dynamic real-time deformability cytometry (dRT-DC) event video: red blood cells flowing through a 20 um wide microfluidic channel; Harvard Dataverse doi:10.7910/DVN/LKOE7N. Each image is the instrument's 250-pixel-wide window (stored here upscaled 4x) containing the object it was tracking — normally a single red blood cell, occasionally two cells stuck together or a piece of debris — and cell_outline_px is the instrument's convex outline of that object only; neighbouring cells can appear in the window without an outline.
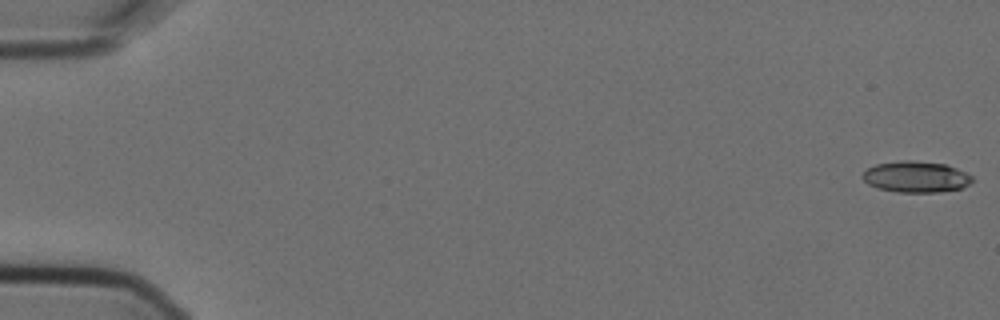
{"species": "Egyptian fruit bat (a non-hibernating species)", "species_latin": "Rousettus aegyptiacus", "temperature_condition": "cold", "stored_images_in_passage": 6, "camera_frame_rate_fps": 3000, "um_per_image_px": 0.085, "animal": {"sex": "female"}, "frame": {"image": 1, "passage_image": 1, "time_ms": 0.0, "image_size_px": [1000, 320], "cell_outline_px": [[972, 180], [968, 184], [960, 188], [940, 192], [896, 192], [876, 188], [868, 184], [860, 176], [868, 168], [876, 164], [900, 160], [912, 160], [944, 164], [956, 168], [972, 176]], "centroid_in_image_um": [77.81, 15.03], "position_along_channel_um": 7.2, "area_um2": 19.88}}
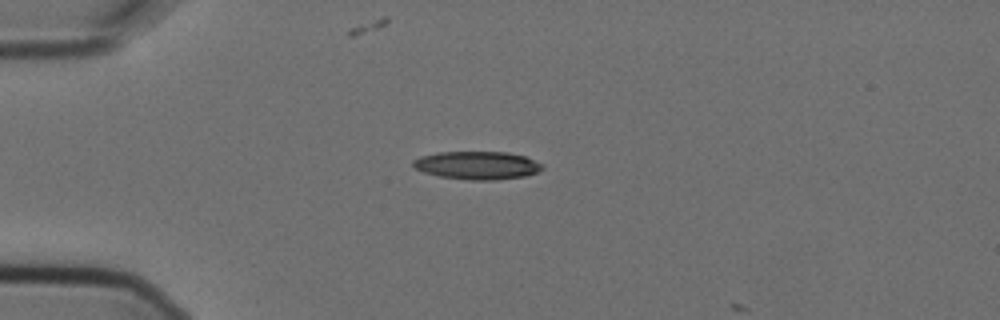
{"frame": {"image": 2, "passage_image": 5, "time_ms": 1.333, "image_size_px": [1000, 320], "cell_outline_px": [[544, 168], [536, 172], [524, 176], [492, 180], [472, 180], [440, 176], [424, 172], [416, 168], [412, 164], [412, 160], [420, 156], [436, 152], [508, 152], [524, 156], [544, 164]], "centroid_in_image_um": [40.56, 14.04], "position_along_channel_um": 44.4, "area_um2": 21.04}}